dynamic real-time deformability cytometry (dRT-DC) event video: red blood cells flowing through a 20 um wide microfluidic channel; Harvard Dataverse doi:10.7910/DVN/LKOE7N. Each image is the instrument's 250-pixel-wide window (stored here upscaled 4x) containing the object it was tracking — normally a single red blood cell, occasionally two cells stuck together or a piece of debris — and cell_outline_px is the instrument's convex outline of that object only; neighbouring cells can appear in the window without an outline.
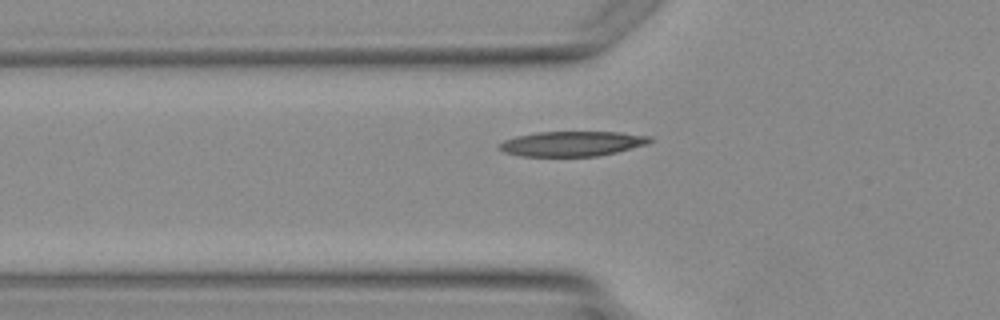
{"species": "Egyptian fruit bat (a non-hibernating species)", "species_latin": "Rousettus aegyptiacus", "temperature_condition": "warm", "stored_images_in_passage": 6, "segment_of_instrument_passage": [2, 2], "camera_frame_rate_fps": 3000, "um_per_image_px": 0.085, "animal": {"sex": "female"}, "frame": {"image": 1, "passage_image": 6, "time_ms": 7.0, "image_size_px": [1000, 320], "cell_outline_px": [[652, 140], [648, 144], [616, 152], [596, 156], [520, 156], [504, 152], [496, 148], [504, 140], [516, 136], [536, 132], [620, 132], [652, 136]], "centroid_in_image_um": [48.62, 12.21], "position_along_channel_um": 77.2, "area_um2": 21.96}}